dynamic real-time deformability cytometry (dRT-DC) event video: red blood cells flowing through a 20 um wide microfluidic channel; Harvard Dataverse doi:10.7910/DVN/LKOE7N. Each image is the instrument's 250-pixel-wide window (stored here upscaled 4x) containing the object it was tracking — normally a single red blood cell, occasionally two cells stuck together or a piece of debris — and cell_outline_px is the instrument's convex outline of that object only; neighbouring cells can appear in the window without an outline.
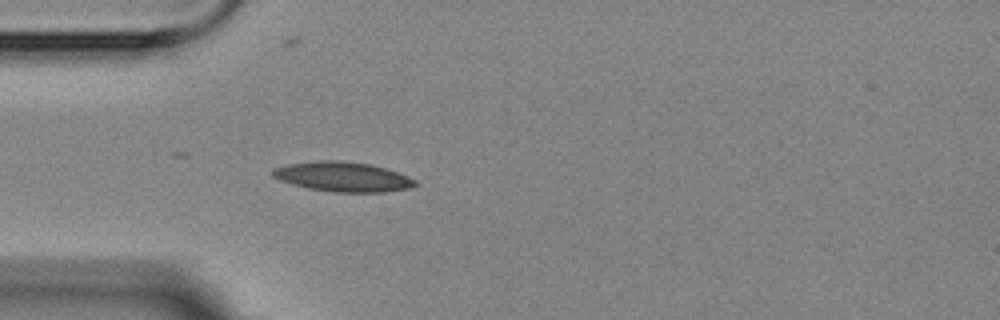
{"species": "Egyptian fruit bat (a non-hibernating species)", "species_latin": "Rousettus aegyptiacus", "temperature_condition": "room temperature", "stored_images_in_passage": 4, "camera_frame_rate_fps": 3000, "um_per_image_px": 0.085, "animal": {"sex": "female"}, "frame": {"image": 1, "passage_image": 4, "time_ms": 3.333, "image_size_px": [1000, 320], "cell_outline_px": [[416, 184], [408, 188], [384, 192], [336, 192], [308, 188], [292, 184], [280, 180], [272, 176], [272, 168], [288, 164], [316, 160], [344, 160], [372, 164], [408, 176], [416, 180]], "centroid_in_image_um": [29.11, 15.01], "position_along_channel_um": 55.9, "area_um2": 24.68}}